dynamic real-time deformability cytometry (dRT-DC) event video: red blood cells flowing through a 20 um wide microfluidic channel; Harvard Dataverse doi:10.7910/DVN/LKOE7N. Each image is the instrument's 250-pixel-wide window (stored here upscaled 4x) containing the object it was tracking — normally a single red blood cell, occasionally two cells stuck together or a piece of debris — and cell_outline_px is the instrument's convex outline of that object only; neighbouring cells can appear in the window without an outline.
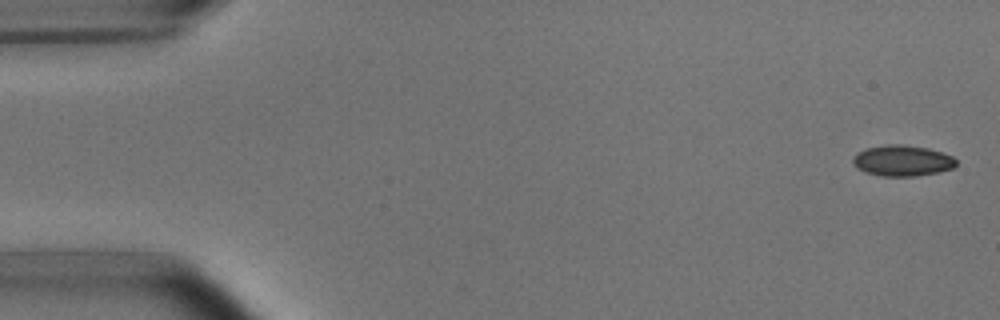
{"species": "common noctule bat (a hibernating species)", "species_latin": "Nyctalus noctula", "temperature_condition": "room temperature", "stored_images_in_passage": 5, "camera_frame_rate_fps": 3000, "um_per_image_px": 0.085, "animal": {"sex": "male", "body_mass_g": 15.6}, "frame": {"image": 1, "passage_image": 1, "time_ms": 0.0, "image_size_px": [1000, 320], "cell_outline_px": [[956, 164], [952, 168], [936, 172], [916, 176], [880, 176], [864, 172], [856, 168], [852, 160], [852, 156], [856, 152], [868, 148], [888, 144], [900, 144], [928, 148], [952, 156], [956, 160]], "centroid_in_image_um": [76.64, 13.66], "position_along_channel_um": 8.4, "area_um2": 18.55}}